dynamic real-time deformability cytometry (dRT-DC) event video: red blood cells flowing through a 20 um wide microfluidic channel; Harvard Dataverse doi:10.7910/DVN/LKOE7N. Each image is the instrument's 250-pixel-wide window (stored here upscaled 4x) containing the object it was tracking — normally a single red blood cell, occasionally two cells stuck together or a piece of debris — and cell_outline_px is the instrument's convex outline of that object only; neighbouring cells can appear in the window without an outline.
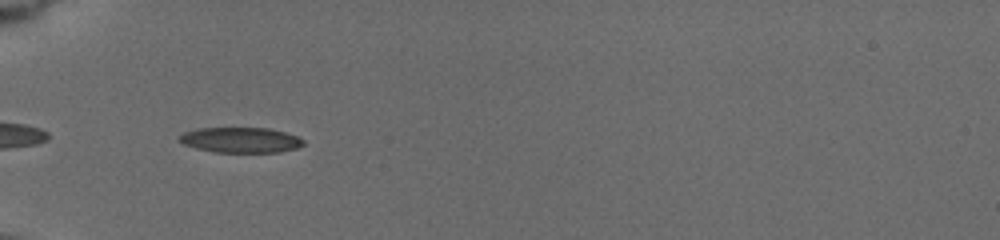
{"species": "common noctule bat (a hibernating species)", "species_latin": "Nyctalus noctula", "temperature_condition": "cold", "stored_images_in_passage": 26, "camera_frame_rate_fps": 3000, "um_per_image_px": 0.085, "animal": {"sex": "female", "body_mass_g": 19.5, "forearm_length_mm": 54.1}, "frame": {"image": 1, "passage_image": 2, "time_ms": 0.333, "image_size_px": [1000, 240], "cell_outline_px": [[304, 144], [296, 148], [280, 152], [216, 152], [196, 148], [184, 144], [176, 140], [184, 132], [196, 128], [268, 128], [284, 132], [296, 136], [304, 140]], "centroid_in_image_um": [20.43, 11.9], "position_along_channel_um": 64.6, "area_um2": 18.26}}
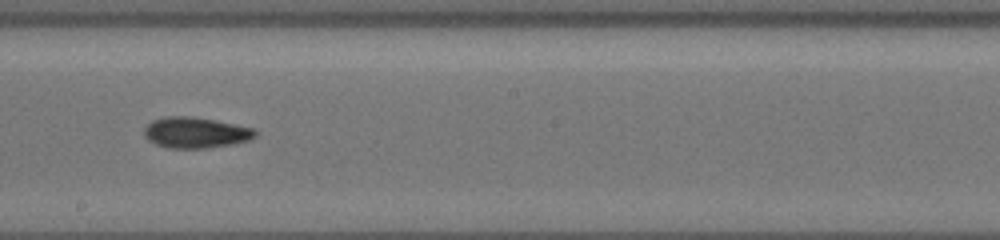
{"frame": {"image": 2, "passage_image": 12, "time_ms": 5.0, "image_size_px": [1000, 240], "cell_outline_px": [[260, 132], [256, 136], [248, 140], [232, 144], [208, 148], [168, 148], [156, 144], [148, 140], [144, 136], [144, 128], [152, 120], [164, 116], [192, 116], [216, 120], [256, 128]], "centroid_in_image_um": [16.65, 11.26], "position_along_channel_um": 231.5, "area_um2": 20.29}}
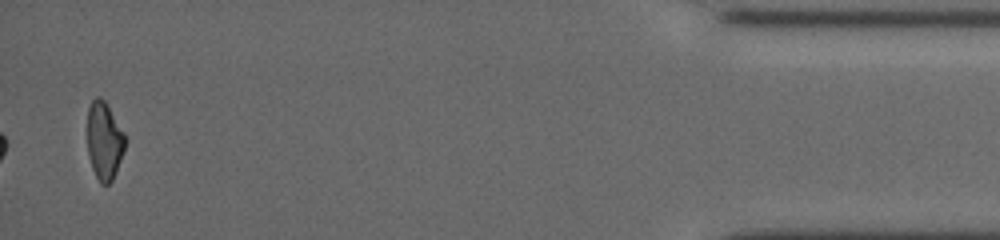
{"frame": {"image": 3, "passage_image": 26, "time_ms": 12.0, "image_size_px": [1000, 240], "cell_outline_px": [[124, 152], [116, 172], [112, 180], [108, 184], [100, 184], [92, 168], [88, 156], [88, 108], [92, 100], [96, 96], [100, 96], [104, 100], [124, 132]], "centroid_in_image_um": [8.85, 11.97], "position_along_channel_um": 426.3, "area_um2": 16.99}, "authors_computed_cell_mechanics": {"area_um2": 18.9584, "velocity_mm_per_s": 3.7526, "shape_relaxation_time_tau1_ms": 6.2747, "shape_relaxation_time_tau2_ms": 9.6436, "deformation_change_tau1": 0.1367, "deformation_change_tau2": 0.1603}}